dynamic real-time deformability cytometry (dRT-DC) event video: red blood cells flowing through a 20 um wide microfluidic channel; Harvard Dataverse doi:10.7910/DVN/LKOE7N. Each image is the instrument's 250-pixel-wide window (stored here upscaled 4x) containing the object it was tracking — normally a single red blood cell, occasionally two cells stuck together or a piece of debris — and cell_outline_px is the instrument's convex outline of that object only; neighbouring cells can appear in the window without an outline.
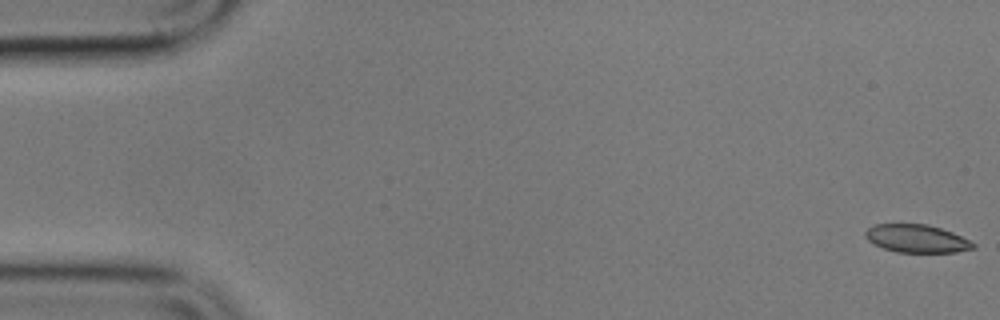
{"species": "common noctule bat (a hibernating species)", "species_latin": "Nyctalus noctula", "temperature_condition": "cold", "stored_images_in_passage": 5, "camera_frame_rate_fps": 3000, "um_per_image_px": 0.085, "animal": {"sex": "male", "body_mass_g": 17.9}, "frame": {"image": 1, "passage_image": 1, "time_ms": 0.0, "image_size_px": [1000, 320], "cell_outline_px": [[976, 248], [956, 252], [896, 252], [884, 248], [868, 240], [864, 236], [864, 232], [868, 228], [876, 224], [928, 224], [952, 232], [976, 244]], "centroid_in_image_um": [77.92, 20.28], "position_along_channel_um": 7.1, "area_um2": 17.46}}
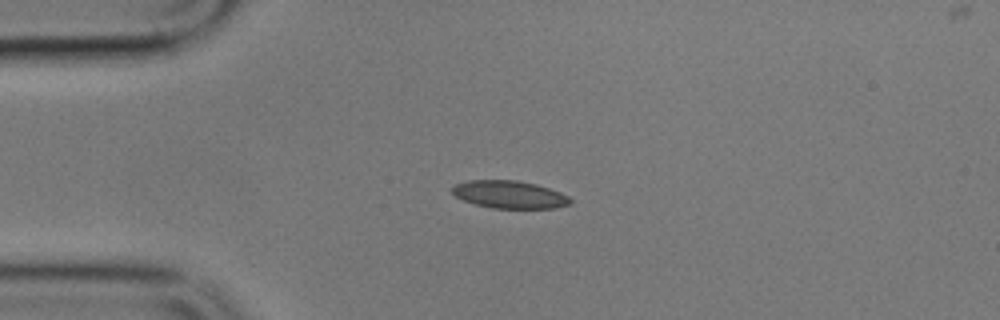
{"frame": {"image": 2, "passage_image": 5, "time_ms": 4.333, "image_size_px": [1000, 320], "cell_outline_px": [[572, 204], [556, 208], [492, 208], [476, 204], [464, 200], [456, 196], [452, 192], [452, 188], [456, 184], [468, 180], [516, 180], [536, 184], [560, 192], [568, 196], [572, 200]], "centroid_in_image_um": [43.34, 16.53], "position_along_channel_um": 41.7, "area_um2": 18.96}}